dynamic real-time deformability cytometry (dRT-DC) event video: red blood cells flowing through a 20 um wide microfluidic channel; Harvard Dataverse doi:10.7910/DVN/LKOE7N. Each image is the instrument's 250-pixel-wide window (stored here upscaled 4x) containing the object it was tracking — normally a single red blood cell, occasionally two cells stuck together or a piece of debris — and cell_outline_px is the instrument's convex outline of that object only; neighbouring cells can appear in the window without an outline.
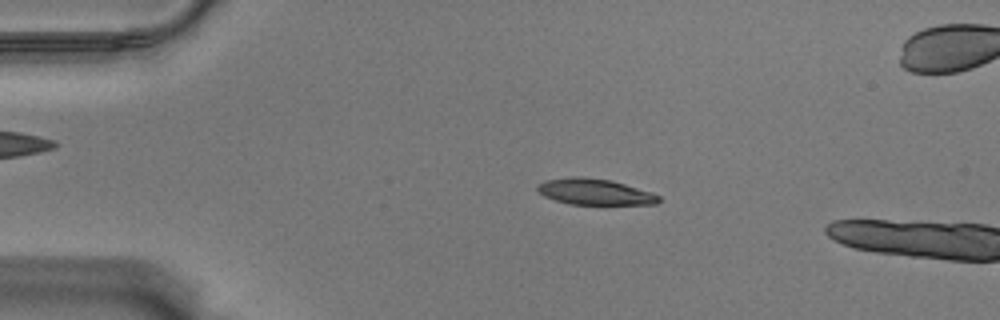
{"species": "Egyptian fruit bat (a non-hibernating species)", "species_latin": "Rousettus aegyptiacus", "temperature_condition": "warm", "stored_images_in_passage": 16, "camera_frame_rate_fps": 3000, "um_per_image_px": 0.085, "animal": {"sex": "male"}, "frame": {"image": 1, "passage_image": 12, "time_ms": 3.667, "image_size_px": [1000, 320], "cell_outline_px": [[660, 200], [656, 204], [568, 204], [544, 196], [536, 188], [536, 184], [544, 180], [572, 176], [584, 176], [612, 180], [652, 192], [660, 196]], "centroid_in_image_um": [50.53, 16.29], "position_along_channel_um": 34.5, "area_um2": 18.55}}